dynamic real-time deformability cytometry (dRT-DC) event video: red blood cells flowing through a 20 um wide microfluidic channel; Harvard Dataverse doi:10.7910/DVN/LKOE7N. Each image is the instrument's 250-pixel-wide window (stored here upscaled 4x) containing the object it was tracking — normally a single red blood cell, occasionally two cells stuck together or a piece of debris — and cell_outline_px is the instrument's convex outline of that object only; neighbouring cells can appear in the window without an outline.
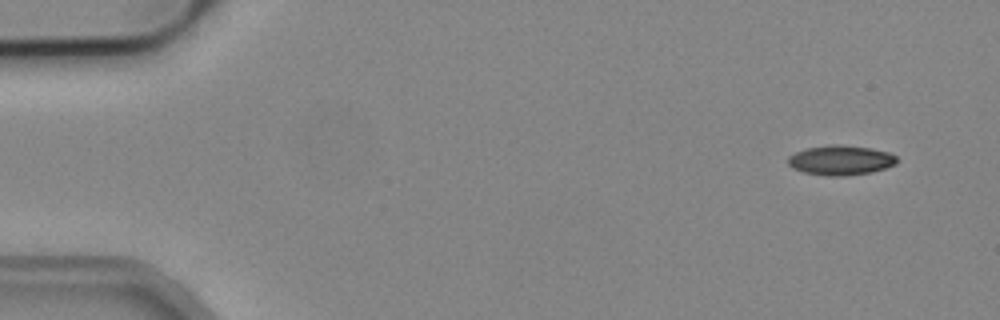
{"species": "common noctule bat (a hibernating species)", "species_latin": "Nyctalus noctula", "temperature_condition": "cold", "stored_images_in_passage": 6, "camera_frame_rate_fps": 3000, "um_per_image_px": 0.085, "animal": {"sex": "male", "body_mass_g": 19.2, "forearm_length_mm": 51.8}, "frame": {"image": 1, "passage_image": 1, "time_ms": 0.0, "image_size_px": [1000, 320], "cell_outline_px": [[896, 164], [872, 172], [844, 176], [828, 176], [804, 172], [792, 168], [788, 164], [788, 156], [796, 152], [808, 148], [832, 144], [840, 144], [872, 148], [888, 152], [896, 156]], "centroid_in_image_um": [71.45, 13.61], "position_along_channel_um": 13.5, "area_um2": 18.84}}
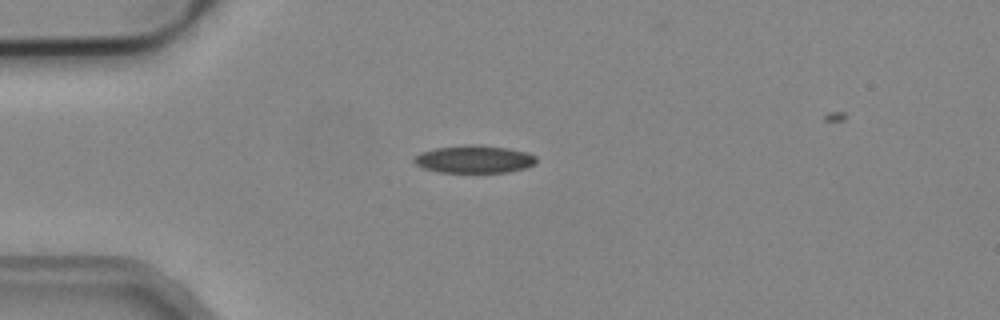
{"frame": {"image": 2, "passage_image": 4, "time_ms": 1.0, "image_size_px": [1000, 320], "cell_outline_px": [[536, 164], [524, 168], [508, 172], [440, 172], [424, 168], [416, 164], [412, 160], [420, 152], [436, 148], [468, 144], [508, 148], [528, 152], [536, 156]], "centroid_in_image_um": [40.32, 13.53], "position_along_channel_um": 44.7, "area_um2": 19.59}}
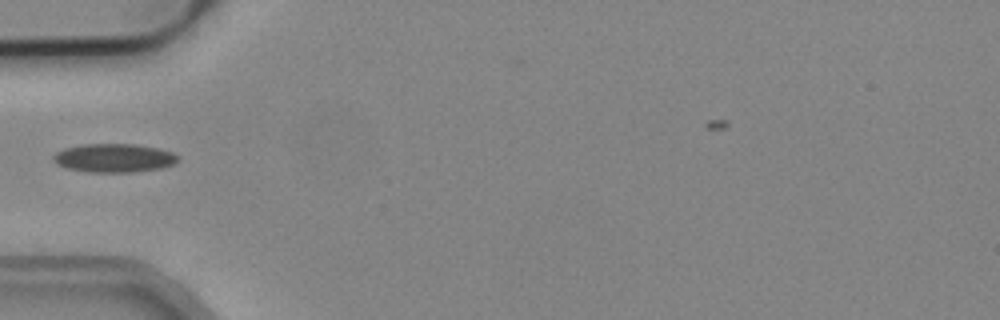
{"frame": {"image": 3, "passage_image": 5, "time_ms": 1.333, "image_size_px": [1000, 320], "cell_outline_px": [[180, 156], [172, 164], [160, 168], [128, 172], [88, 172], [68, 168], [56, 164], [52, 160], [52, 156], [56, 152], [64, 148], [80, 144], [136, 144], [156, 148], [172, 152]], "centroid_in_image_um": [9.63, 13.42], "position_along_channel_um": 75.4, "area_um2": 20.69}}